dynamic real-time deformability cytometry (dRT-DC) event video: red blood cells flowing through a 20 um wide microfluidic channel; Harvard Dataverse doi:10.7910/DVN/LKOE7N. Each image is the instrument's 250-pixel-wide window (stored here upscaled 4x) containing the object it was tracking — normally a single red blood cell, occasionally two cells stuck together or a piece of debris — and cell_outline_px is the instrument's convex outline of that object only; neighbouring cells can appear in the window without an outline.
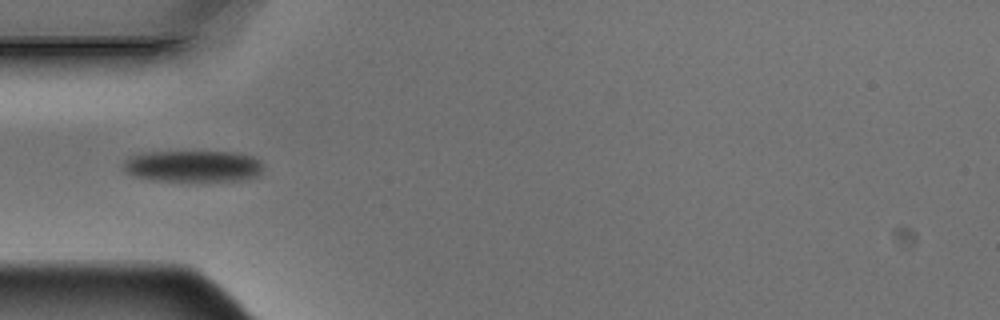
{"species": "Egyptian fruit bat (a non-hibernating species)", "species_latin": "Rousettus aegyptiacus", "temperature_condition": "warm", "stored_images_in_passage": 7, "camera_frame_rate_fps": 3000, "um_per_image_px": 0.085, "animal": {"sex": "male"}, "frame": {"image": 1, "passage_image": 1, "time_ms": 0.0, "image_size_px": [1000, 320], "cell_outline_px": [[264, 168], [256, 176], [240, 180], [204, 184], [152, 180], [132, 176], [124, 172], [120, 164], [128, 156], [144, 152], [240, 152], [252, 156], [260, 160], [264, 164]], "centroid_in_image_um": [16.38, 14.17], "position_along_channel_um": 68.6, "area_um2": 27.22}}
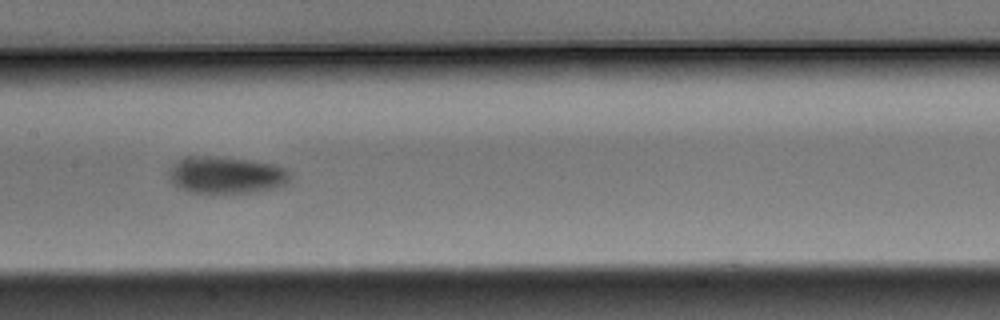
{"frame": {"image": 2, "passage_image": 4, "time_ms": 1.0, "image_size_px": [1000, 320], "cell_outline_px": [[292, 176], [288, 184], [276, 188], [256, 192], [188, 192], [176, 188], [168, 180], [168, 172], [172, 164], [184, 156], [220, 156], [276, 164], [284, 168]], "centroid_in_image_um": [19.19, 14.87], "position_along_channel_um": 188.2, "area_um2": 26.65}}
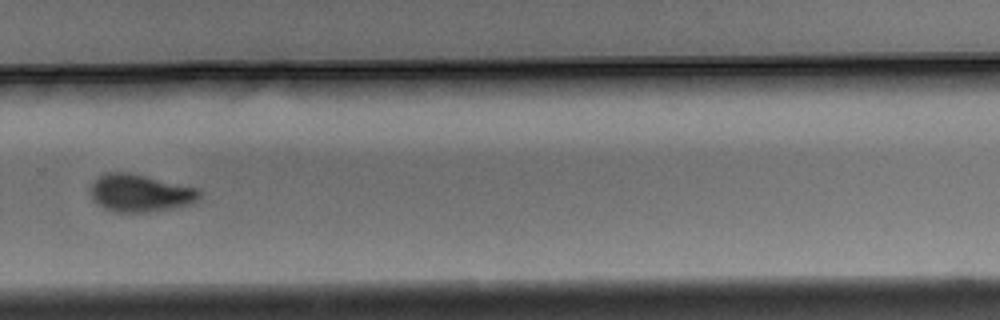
{"frame": {"image": 3, "passage_image": 7, "time_ms": 2.0, "image_size_px": [1000, 320], "cell_outline_px": [[200, 200], [192, 204], [148, 212], [116, 212], [104, 208], [96, 204], [92, 200], [92, 184], [100, 176], [108, 172], [128, 172], [200, 188]], "centroid_in_image_um": [11.95, 16.41], "position_along_channel_um": 317.8, "area_um2": 23.81}}